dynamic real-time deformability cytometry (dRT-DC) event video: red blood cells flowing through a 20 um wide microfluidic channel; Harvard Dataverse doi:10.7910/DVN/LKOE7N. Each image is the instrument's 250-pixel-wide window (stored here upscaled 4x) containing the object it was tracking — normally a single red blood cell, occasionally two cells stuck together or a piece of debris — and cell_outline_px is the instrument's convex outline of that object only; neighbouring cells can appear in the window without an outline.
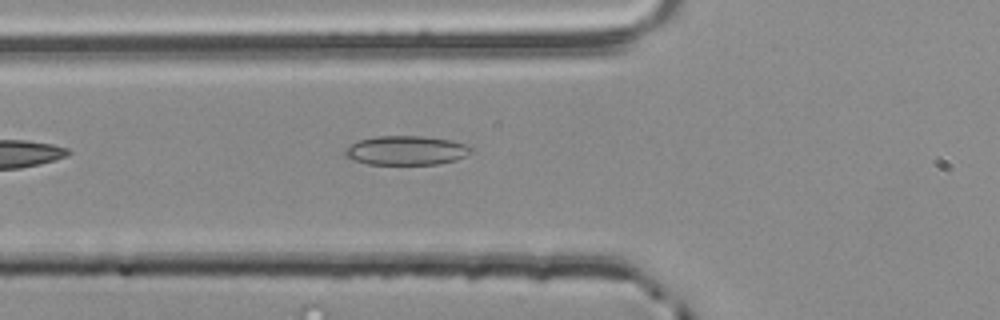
{"species": "common noctule bat (a hibernating species)", "species_latin": "Nyctalus noctula", "temperature_condition": "room temperature", "stored_images_in_passage": 5, "camera_frame_rate_fps": 3000, "um_per_image_px": 0.085, "animal": {"sex": "male", "body_mass_g": 20.4}, "frame": {"image": 1, "passage_image": 5, "time_ms": 1.333, "image_size_px": [1000, 320], "cell_outline_px": [[472, 152], [456, 160], [440, 164], [368, 164], [352, 160], [344, 156], [344, 152], [352, 144], [360, 140], [376, 136], [424, 136], [452, 140], [468, 144], [472, 148]], "centroid_in_image_um": [34.57, 12.78], "position_along_channel_um": 91.2, "area_um2": 21.5}}